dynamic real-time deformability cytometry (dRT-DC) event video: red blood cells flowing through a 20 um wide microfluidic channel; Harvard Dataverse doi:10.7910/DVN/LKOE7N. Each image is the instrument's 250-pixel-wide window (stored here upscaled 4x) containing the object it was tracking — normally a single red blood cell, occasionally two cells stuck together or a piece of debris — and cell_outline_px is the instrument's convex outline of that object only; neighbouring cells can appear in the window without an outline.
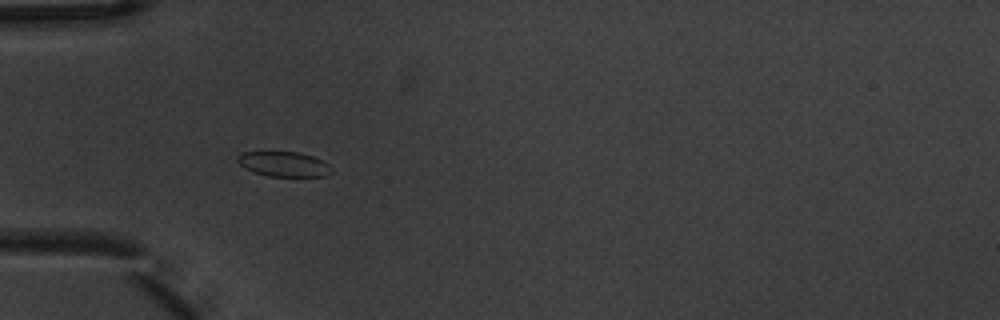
{"species": "common noctule bat (a hibernating species)", "species_latin": "Nyctalus noctula", "temperature_condition": "warm", "stored_images_in_passage": 10, "camera_frame_rate_fps": 3000, "um_per_image_px": 0.085, "animal": {"sex": "male", "body_mass_g": 20.1, "forearm_length_mm": 53.5}, "frame": {"image": 1, "passage_image": 4, "time_ms": 1.0, "image_size_px": [1000, 320], "cell_outline_px": [[332, 172], [324, 176], [268, 176], [256, 172], [240, 164], [236, 160], [236, 156], [240, 152], [300, 152], [324, 160], [332, 168]], "centroid_in_image_um": [24.15, 13.93], "position_along_channel_um": 60.8, "area_um2": 13.58}}
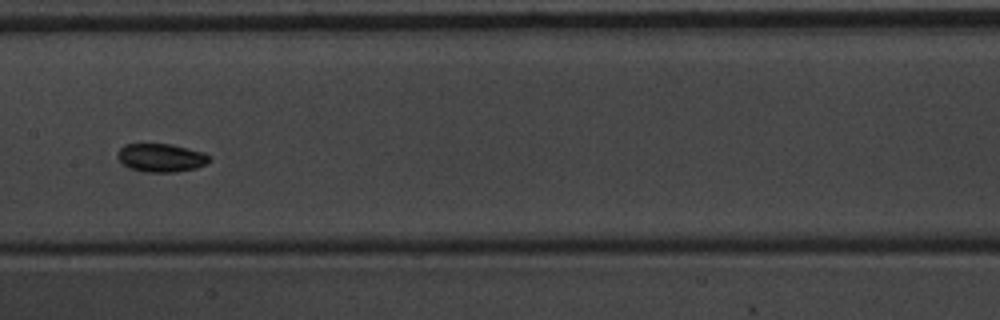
{"frame": {"image": 2, "passage_image": 7, "time_ms": 2.0, "image_size_px": [1000, 320], "cell_outline_px": [[212, 160], [208, 164], [196, 168], [176, 172], [144, 172], [128, 168], [116, 156], [120, 148], [124, 144], [172, 144], [204, 152], [212, 156]], "centroid_in_image_um": [13.74, 13.41], "position_along_channel_um": 193.7, "area_um2": 15.43}}
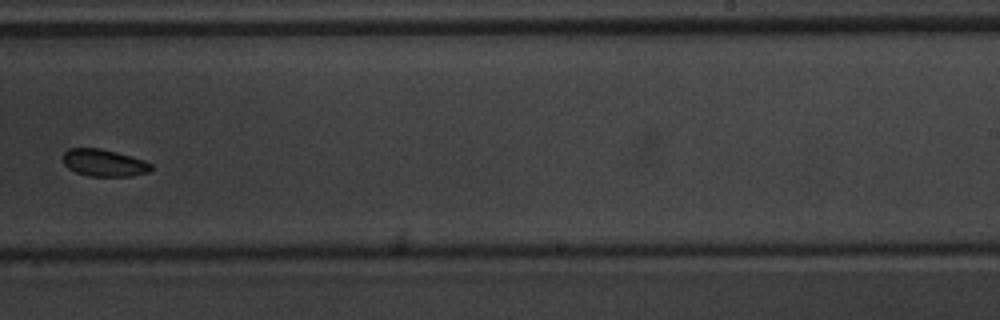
{"frame": {"image": 3, "passage_image": 9, "time_ms": 2.667, "image_size_px": [1000, 320], "cell_outline_px": [[152, 168], [148, 172], [132, 176], [88, 176], [76, 172], [68, 168], [64, 164], [64, 152], [68, 148], [100, 148], [116, 152], [144, 160], [152, 164]], "centroid_in_image_um": [8.84, 13.84], "position_along_channel_um": 280.2, "area_um2": 13.87}}